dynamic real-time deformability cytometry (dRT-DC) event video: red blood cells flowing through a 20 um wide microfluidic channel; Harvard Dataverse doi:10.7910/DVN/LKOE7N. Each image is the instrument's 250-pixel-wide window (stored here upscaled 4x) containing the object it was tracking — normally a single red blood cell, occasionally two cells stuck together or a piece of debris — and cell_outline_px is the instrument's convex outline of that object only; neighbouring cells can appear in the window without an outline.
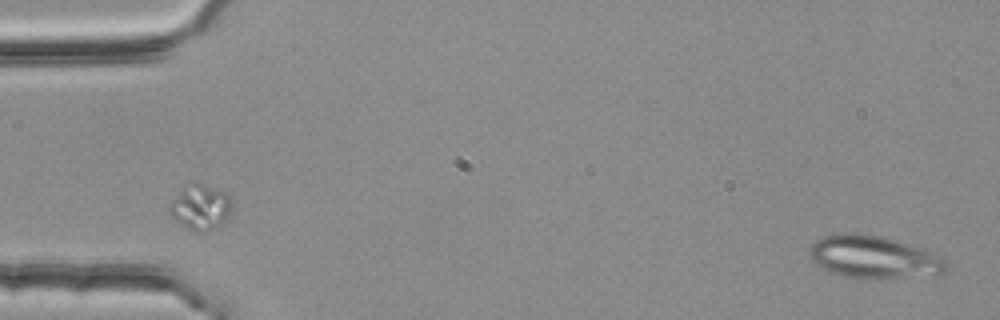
{"species": "common noctule bat (a hibernating species)", "species_latin": "Nyctalus noctula", "temperature_condition": "room temperature", "stored_images_in_passage": 2, "segment_of_instrument_passage": [2, 2], "camera_frame_rate_fps": 3000, "um_per_image_px": 0.085, "animal": {"sex": "female", "body_mass_g": 25.1}, "frame": {"image": 1, "passage_image": 2, "time_ms": 0.333, "image_size_px": [1000, 320], "cell_outline_px": [[948, 268], [940, 276], [880, 280], [844, 276], [832, 272], [824, 268], [812, 260], [812, 244], [816, 240], [824, 236], [848, 232], [864, 232], [884, 236], [932, 252], [940, 256], [948, 264]], "centroid_in_image_um": [74.38, 21.87], "position_along_channel_um": 10.6, "area_um2": 34.51}}